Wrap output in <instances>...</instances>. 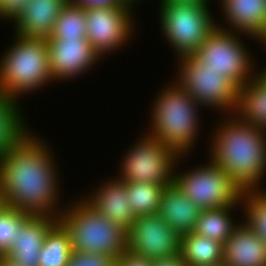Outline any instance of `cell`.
<instances>
[{
  "mask_svg": "<svg viewBox=\"0 0 266 266\" xmlns=\"http://www.w3.org/2000/svg\"><path fill=\"white\" fill-rule=\"evenodd\" d=\"M227 22L258 41L266 38V0H221Z\"/></svg>",
  "mask_w": 266,
  "mask_h": 266,
  "instance_id": "19",
  "label": "cell"
},
{
  "mask_svg": "<svg viewBox=\"0 0 266 266\" xmlns=\"http://www.w3.org/2000/svg\"><path fill=\"white\" fill-rule=\"evenodd\" d=\"M16 36L15 44L0 62V92L18 99L53 81V77L47 38Z\"/></svg>",
  "mask_w": 266,
  "mask_h": 266,
  "instance_id": "5",
  "label": "cell"
},
{
  "mask_svg": "<svg viewBox=\"0 0 266 266\" xmlns=\"http://www.w3.org/2000/svg\"><path fill=\"white\" fill-rule=\"evenodd\" d=\"M50 74L53 81L79 75L96 64L100 57L87 39L48 38Z\"/></svg>",
  "mask_w": 266,
  "mask_h": 266,
  "instance_id": "13",
  "label": "cell"
},
{
  "mask_svg": "<svg viewBox=\"0 0 266 266\" xmlns=\"http://www.w3.org/2000/svg\"><path fill=\"white\" fill-rule=\"evenodd\" d=\"M31 135L0 157V192L8 206L33 215L59 217L55 212L59 189L54 158L46 144Z\"/></svg>",
  "mask_w": 266,
  "mask_h": 266,
  "instance_id": "1",
  "label": "cell"
},
{
  "mask_svg": "<svg viewBox=\"0 0 266 266\" xmlns=\"http://www.w3.org/2000/svg\"><path fill=\"white\" fill-rule=\"evenodd\" d=\"M133 5L85 7L86 39L101 57L121 47L132 33ZM131 14V15H130Z\"/></svg>",
  "mask_w": 266,
  "mask_h": 266,
  "instance_id": "11",
  "label": "cell"
},
{
  "mask_svg": "<svg viewBox=\"0 0 266 266\" xmlns=\"http://www.w3.org/2000/svg\"><path fill=\"white\" fill-rule=\"evenodd\" d=\"M144 136L127 152L122 161V175L118 178L125 182L166 186L174 183L175 162L181 156L157 138Z\"/></svg>",
  "mask_w": 266,
  "mask_h": 266,
  "instance_id": "9",
  "label": "cell"
},
{
  "mask_svg": "<svg viewBox=\"0 0 266 266\" xmlns=\"http://www.w3.org/2000/svg\"><path fill=\"white\" fill-rule=\"evenodd\" d=\"M33 214L7 204L0 211V255L5 256L16 241L18 232Z\"/></svg>",
  "mask_w": 266,
  "mask_h": 266,
  "instance_id": "27",
  "label": "cell"
},
{
  "mask_svg": "<svg viewBox=\"0 0 266 266\" xmlns=\"http://www.w3.org/2000/svg\"><path fill=\"white\" fill-rule=\"evenodd\" d=\"M232 207L235 205L201 210L192 232L224 244L239 226L230 216Z\"/></svg>",
  "mask_w": 266,
  "mask_h": 266,
  "instance_id": "23",
  "label": "cell"
},
{
  "mask_svg": "<svg viewBox=\"0 0 266 266\" xmlns=\"http://www.w3.org/2000/svg\"><path fill=\"white\" fill-rule=\"evenodd\" d=\"M114 266H152V259L125 250L114 260Z\"/></svg>",
  "mask_w": 266,
  "mask_h": 266,
  "instance_id": "31",
  "label": "cell"
},
{
  "mask_svg": "<svg viewBox=\"0 0 266 266\" xmlns=\"http://www.w3.org/2000/svg\"><path fill=\"white\" fill-rule=\"evenodd\" d=\"M101 215L120 225L126 231L135 220L126 194V182L120 178L103 184L92 196L85 199Z\"/></svg>",
  "mask_w": 266,
  "mask_h": 266,
  "instance_id": "17",
  "label": "cell"
},
{
  "mask_svg": "<svg viewBox=\"0 0 266 266\" xmlns=\"http://www.w3.org/2000/svg\"><path fill=\"white\" fill-rule=\"evenodd\" d=\"M257 74L238 88L236 109L231 113L238 114L245 123L266 130V82Z\"/></svg>",
  "mask_w": 266,
  "mask_h": 266,
  "instance_id": "20",
  "label": "cell"
},
{
  "mask_svg": "<svg viewBox=\"0 0 266 266\" xmlns=\"http://www.w3.org/2000/svg\"><path fill=\"white\" fill-rule=\"evenodd\" d=\"M67 266H114V259L99 253L73 252Z\"/></svg>",
  "mask_w": 266,
  "mask_h": 266,
  "instance_id": "29",
  "label": "cell"
},
{
  "mask_svg": "<svg viewBox=\"0 0 266 266\" xmlns=\"http://www.w3.org/2000/svg\"><path fill=\"white\" fill-rule=\"evenodd\" d=\"M73 252L99 253L117 259L126 250L127 231L82 199L60 212Z\"/></svg>",
  "mask_w": 266,
  "mask_h": 266,
  "instance_id": "4",
  "label": "cell"
},
{
  "mask_svg": "<svg viewBox=\"0 0 266 266\" xmlns=\"http://www.w3.org/2000/svg\"><path fill=\"white\" fill-rule=\"evenodd\" d=\"M165 187L147 182H126L127 198L135 217L157 213Z\"/></svg>",
  "mask_w": 266,
  "mask_h": 266,
  "instance_id": "26",
  "label": "cell"
},
{
  "mask_svg": "<svg viewBox=\"0 0 266 266\" xmlns=\"http://www.w3.org/2000/svg\"><path fill=\"white\" fill-rule=\"evenodd\" d=\"M152 266H188L181 254H175L170 257L152 260Z\"/></svg>",
  "mask_w": 266,
  "mask_h": 266,
  "instance_id": "33",
  "label": "cell"
},
{
  "mask_svg": "<svg viewBox=\"0 0 266 266\" xmlns=\"http://www.w3.org/2000/svg\"><path fill=\"white\" fill-rule=\"evenodd\" d=\"M174 183L202 210L243 203L244 192L212 160L189 172L176 173Z\"/></svg>",
  "mask_w": 266,
  "mask_h": 266,
  "instance_id": "7",
  "label": "cell"
},
{
  "mask_svg": "<svg viewBox=\"0 0 266 266\" xmlns=\"http://www.w3.org/2000/svg\"><path fill=\"white\" fill-rule=\"evenodd\" d=\"M201 210L172 183L162 192L157 214L173 231L183 235L194 230Z\"/></svg>",
  "mask_w": 266,
  "mask_h": 266,
  "instance_id": "18",
  "label": "cell"
},
{
  "mask_svg": "<svg viewBox=\"0 0 266 266\" xmlns=\"http://www.w3.org/2000/svg\"><path fill=\"white\" fill-rule=\"evenodd\" d=\"M126 250L148 259L180 253V235L157 214L136 217L126 232Z\"/></svg>",
  "mask_w": 266,
  "mask_h": 266,
  "instance_id": "12",
  "label": "cell"
},
{
  "mask_svg": "<svg viewBox=\"0 0 266 266\" xmlns=\"http://www.w3.org/2000/svg\"><path fill=\"white\" fill-rule=\"evenodd\" d=\"M6 205L4 195L0 192V211L3 209V207Z\"/></svg>",
  "mask_w": 266,
  "mask_h": 266,
  "instance_id": "36",
  "label": "cell"
},
{
  "mask_svg": "<svg viewBox=\"0 0 266 266\" xmlns=\"http://www.w3.org/2000/svg\"><path fill=\"white\" fill-rule=\"evenodd\" d=\"M180 254L188 266H209L223 260V243L194 232L180 235Z\"/></svg>",
  "mask_w": 266,
  "mask_h": 266,
  "instance_id": "22",
  "label": "cell"
},
{
  "mask_svg": "<svg viewBox=\"0 0 266 266\" xmlns=\"http://www.w3.org/2000/svg\"><path fill=\"white\" fill-rule=\"evenodd\" d=\"M207 6L161 1L162 31L178 56L192 55L217 27Z\"/></svg>",
  "mask_w": 266,
  "mask_h": 266,
  "instance_id": "6",
  "label": "cell"
},
{
  "mask_svg": "<svg viewBox=\"0 0 266 266\" xmlns=\"http://www.w3.org/2000/svg\"><path fill=\"white\" fill-rule=\"evenodd\" d=\"M58 221V217L33 215L21 228L5 255L19 266H38L39 253L49 229Z\"/></svg>",
  "mask_w": 266,
  "mask_h": 266,
  "instance_id": "14",
  "label": "cell"
},
{
  "mask_svg": "<svg viewBox=\"0 0 266 266\" xmlns=\"http://www.w3.org/2000/svg\"><path fill=\"white\" fill-rule=\"evenodd\" d=\"M86 35L85 6L68 1L55 21L49 38L86 39Z\"/></svg>",
  "mask_w": 266,
  "mask_h": 266,
  "instance_id": "25",
  "label": "cell"
},
{
  "mask_svg": "<svg viewBox=\"0 0 266 266\" xmlns=\"http://www.w3.org/2000/svg\"><path fill=\"white\" fill-rule=\"evenodd\" d=\"M69 1L81 4L85 7H92V6L133 5L138 0H69Z\"/></svg>",
  "mask_w": 266,
  "mask_h": 266,
  "instance_id": "32",
  "label": "cell"
},
{
  "mask_svg": "<svg viewBox=\"0 0 266 266\" xmlns=\"http://www.w3.org/2000/svg\"><path fill=\"white\" fill-rule=\"evenodd\" d=\"M16 98L0 92V157L20 145L30 133L24 126ZM25 127V128H24Z\"/></svg>",
  "mask_w": 266,
  "mask_h": 266,
  "instance_id": "21",
  "label": "cell"
},
{
  "mask_svg": "<svg viewBox=\"0 0 266 266\" xmlns=\"http://www.w3.org/2000/svg\"><path fill=\"white\" fill-rule=\"evenodd\" d=\"M72 254L68 232L57 221L44 238L38 266H67Z\"/></svg>",
  "mask_w": 266,
  "mask_h": 266,
  "instance_id": "24",
  "label": "cell"
},
{
  "mask_svg": "<svg viewBox=\"0 0 266 266\" xmlns=\"http://www.w3.org/2000/svg\"><path fill=\"white\" fill-rule=\"evenodd\" d=\"M261 72V73H260ZM258 73V75L263 79V80H265V82H266V68L265 69H263V70H261V71H259V72H257Z\"/></svg>",
  "mask_w": 266,
  "mask_h": 266,
  "instance_id": "37",
  "label": "cell"
},
{
  "mask_svg": "<svg viewBox=\"0 0 266 266\" xmlns=\"http://www.w3.org/2000/svg\"><path fill=\"white\" fill-rule=\"evenodd\" d=\"M179 61L178 84L200 106L219 108L229 111V114L232 110L235 111L238 89L225 76L197 61L192 55L182 56Z\"/></svg>",
  "mask_w": 266,
  "mask_h": 266,
  "instance_id": "10",
  "label": "cell"
},
{
  "mask_svg": "<svg viewBox=\"0 0 266 266\" xmlns=\"http://www.w3.org/2000/svg\"><path fill=\"white\" fill-rule=\"evenodd\" d=\"M161 1H170V2H182V3H199L201 5H207L209 0H161Z\"/></svg>",
  "mask_w": 266,
  "mask_h": 266,
  "instance_id": "34",
  "label": "cell"
},
{
  "mask_svg": "<svg viewBox=\"0 0 266 266\" xmlns=\"http://www.w3.org/2000/svg\"><path fill=\"white\" fill-rule=\"evenodd\" d=\"M69 0H30L14 20L16 33L24 37L49 38L55 21Z\"/></svg>",
  "mask_w": 266,
  "mask_h": 266,
  "instance_id": "16",
  "label": "cell"
},
{
  "mask_svg": "<svg viewBox=\"0 0 266 266\" xmlns=\"http://www.w3.org/2000/svg\"><path fill=\"white\" fill-rule=\"evenodd\" d=\"M227 266H266V244L242 222L223 244Z\"/></svg>",
  "mask_w": 266,
  "mask_h": 266,
  "instance_id": "15",
  "label": "cell"
},
{
  "mask_svg": "<svg viewBox=\"0 0 266 266\" xmlns=\"http://www.w3.org/2000/svg\"><path fill=\"white\" fill-rule=\"evenodd\" d=\"M30 0H0V17L15 20Z\"/></svg>",
  "mask_w": 266,
  "mask_h": 266,
  "instance_id": "30",
  "label": "cell"
},
{
  "mask_svg": "<svg viewBox=\"0 0 266 266\" xmlns=\"http://www.w3.org/2000/svg\"><path fill=\"white\" fill-rule=\"evenodd\" d=\"M213 135L211 160L244 192L259 189L266 172V130L245 123L237 115ZM257 186V187H256Z\"/></svg>",
  "mask_w": 266,
  "mask_h": 266,
  "instance_id": "2",
  "label": "cell"
},
{
  "mask_svg": "<svg viewBox=\"0 0 266 266\" xmlns=\"http://www.w3.org/2000/svg\"><path fill=\"white\" fill-rule=\"evenodd\" d=\"M223 29L218 25L192 56L225 76L238 89L254 77L252 59L237 33Z\"/></svg>",
  "mask_w": 266,
  "mask_h": 266,
  "instance_id": "8",
  "label": "cell"
},
{
  "mask_svg": "<svg viewBox=\"0 0 266 266\" xmlns=\"http://www.w3.org/2000/svg\"><path fill=\"white\" fill-rule=\"evenodd\" d=\"M246 225L251 228L266 244V192L255 190L244 191Z\"/></svg>",
  "mask_w": 266,
  "mask_h": 266,
  "instance_id": "28",
  "label": "cell"
},
{
  "mask_svg": "<svg viewBox=\"0 0 266 266\" xmlns=\"http://www.w3.org/2000/svg\"><path fill=\"white\" fill-rule=\"evenodd\" d=\"M153 104L152 125L147 133L184 157L198 135L197 101L175 81Z\"/></svg>",
  "mask_w": 266,
  "mask_h": 266,
  "instance_id": "3",
  "label": "cell"
},
{
  "mask_svg": "<svg viewBox=\"0 0 266 266\" xmlns=\"http://www.w3.org/2000/svg\"><path fill=\"white\" fill-rule=\"evenodd\" d=\"M209 266H227L223 261Z\"/></svg>",
  "mask_w": 266,
  "mask_h": 266,
  "instance_id": "38",
  "label": "cell"
},
{
  "mask_svg": "<svg viewBox=\"0 0 266 266\" xmlns=\"http://www.w3.org/2000/svg\"><path fill=\"white\" fill-rule=\"evenodd\" d=\"M0 266H19L6 256H2Z\"/></svg>",
  "mask_w": 266,
  "mask_h": 266,
  "instance_id": "35",
  "label": "cell"
}]
</instances>
